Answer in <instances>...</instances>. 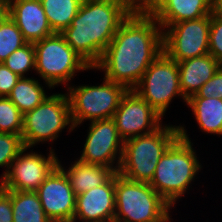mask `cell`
Here are the masks:
<instances>
[{"mask_svg":"<svg viewBox=\"0 0 222 222\" xmlns=\"http://www.w3.org/2000/svg\"><path fill=\"white\" fill-rule=\"evenodd\" d=\"M163 52V30L152 14L131 13L104 50L95 71L106 80L133 89Z\"/></svg>","mask_w":222,"mask_h":222,"instance_id":"obj_1","label":"cell"},{"mask_svg":"<svg viewBox=\"0 0 222 222\" xmlns=\"http://www.w3.org/2000/svg\"><path fill=\"white\" fill-rule=\"evenodd\" d=\"M130 14L120 0L82 2L71 25L61 34L73 50L93 68Z\"/></svg>","mask_w":222,"mask_h":222,"instance_id":"obj_2","label":"cell"},{"mask_svg":"<svg viewBox=\"0 0 222 222\" xmlns=\"http://www.w3.org/2000/svg\"><path fill=\"white\" fill-rule=\"evenodd\" d=\"M178 130L180 136L160 158L149 183L173 209L189 193L190 185L203 167L185 125L179 124Z\"/></svg>","mask_w":222,"mask_h":222,"instance_id":"obj_3","label":"cell"},{"mask_svg":"<svg viewBox=\"0 0 222 222\" xmlns=\"http://www.w3.org/2000/svg\"><path fill=\"white\" fill-rule=\"evenodd\" d=\"M168 124L152 133L125 140L117 173L133 181L150 183L160 158L180 136L178 125Z\"/></svg>","mask_w":222,"mask_h":222,"instance_id":"obj_4","label":"cell"},{"mask_svg":"<svg viewBox=\"0 0 222 222\" xmlns=\"http://www.w3.org/2000/svg\"><path fill=\"white\" fill-rule=\"evenodd\" d=\"M114 222H171L173 209L149 184L115 172Z\"/></svg>","mask_w":222,"mask_h":222,"instance_id":"obj_5","label":"cell"},{"mask_svg":"<svg viewBox=\"0 0 222 222\" xmlns=\"http://www.w3.org/2000/svg\"><path fill=\"white\" fill-rule=\"evenodd\" d=\"M35 74L50 90L71 85L76 73L93 68L66 42L61 33H54L34 42ZM70 81V82H69Z\"/></svg>","mask_w":222,"mask_h":222,"instance_id":"obj_6","label":"cell"},{"mask_svg":"<svg viewBox=\"0 0 222 222\" xmlns=\"http://www.w3.org/2000/svg\"><path fill=\"white\" fill-rule=\"evenodd\" d=\"M65 128L68 133L76 131L71 120L68 95L66 92L49 94L36 108L23 115L21 136L24 147L33 148L47 142L52 145Z\"/></svg>","mask_w":222,"mask_h":222,"instance_id":"obj_7","label":"cell"},{"mask_svg":"<svg viewBox=\"0 0 222 222\" xmlns=\"http://www.w3.org/2000/svg\"><path fill=\"white\" fill-rule=\"evenodd\" d=\"M67 95L70 102L71 120L74 128L83 122L113 118L127 88L106 80L97 85H69Z\"/></svg>","mask_w":222,"mask_h":222,"instance_id":"obj_8","label":"cell"},{"mask_svg":"<svg viewBox=\"0 0 222 222\" xmlns=\"http://www.w3.org/2000/svg\"><path fill=\"white\" fill-rule=\"evenodd\" d=\"M133 90L161 117L166 116L171 102L179 97L186 105L180 89L177 61L164 51L151 63Z\"/></svg>","mask_w":222,"mask_h":222,"instance_id":"obj_9","label":"cell"},{"mask_svg":"<svg viewBox=\"0 0 222 222\" xmlns=\"http://www.w3.org/2000/svg\"><path fill=\"white\" fill-rule=\"evenodd\" d=\"M33 150L24 147L18 153L6 175L0 179L3 190L36 191L58 165L59 158L52 146L46 156Z\"/></svg>","mask_w":222,"mask_h":222,"instance_id":"obj_10","label":"cell"},{"mask_svg":"<svg viewBox=\"0 0 222 222\" xmlns=\"http://www.w3.org/2000/svg\"><path fill=\"white\" fill-rule=\"evenodd\" d=\"M210 15L185 20L163 30V51L177 62L209 54Z\"/></svg>","mask_w":222,"mask_h":222,"instance_id":"obj_11","label":"cell"},{"mask_svg":"<svg viewBox=\"0 0 222 222\" xmlns=\"http://www.w3.org/2000/svg\"><path fill=\"white\" fill-rule=\"evenodd\" d=\"M87 137L80 151L79 161L103 165L118 172L124 141L119 136L113 118L89 122Z\"/></svg>","mask_w":222,"mask_h":222,"instance_id":"obj_12","label":"cell"},{"mask_svg":"<svg viewBox=\"0 0 222 222\" xmlns=\"http://www.w3.org/2000/svg\"><path fill=\"white\" fill-rule=\"evenodd\" d=\"M162 118L133 89L123 95L113 116L123 141L154 132L164 124Z\"/></svg>","mask_w":222,"mask_h":222,"instance_id":"obj_13","label":"cell"},{"mask_svg":"<svg viewBox=\"0 0 222 222\" xmlns=\"http://www.w3.org/2000/svg\"><path fill=\"white\" fill-rule=\"evenodd\" d=\"M42 208L52 222L74 219L76 195L64 171L57 165L36 190Z\"/></svg>","mask_w":222,"mask_h":222,"instance_id":"obj_14","label":"cell"},{"mask_svg":"<svg viewBox=\"0 0 222 222\" xmlns=\"http://www.w3.org/2000/svg\"><path fill=\"white\" fill-rule=\"evenodd\" d=\"M115 173L103 184L76 196L73 221L114 222Z\"/></svg>","mask_w":222,"mask_h":222,"instance_id":"obj_15","label":"cell"},{"mask_svg":"<svg viewBox=\"0 0 222 222\" xmlns=\"http://www.w3.org/2000/svg\"><path fill=\"white\" fill-rule=\"evenodd\" d=\"M9 17L27 42L34 43L54 34L40 0H9Z\"/></svg>","mask_w":222,"mask_h":222,"instance_id":"obj_16","label":"cell"},{"mask_svg":"<svg viewBox=\"0 0 222 222\" xmlns=\"http://www.w3.org/2000/svg\"><path fill=\"white\" fill-rule=\"evenodd\" d=\"M179 69L180 89L188 99L211 79L222 64L210 54L189 58L177 62Z\"/></svg>","mask_w":222,"mask_h":222,"instance_id":"obj_17","label":"cell"},{"mask_svg":"<svg viewBox=\"0 0 222 222\" xmlns=\"http://www.w3.org/2000/svg\"><path fill=\"white\" fill-rule=\"evenodd\" d=\"M211 14L212 0H161L152 13L162 30L181 21L196 20Z\"/></svg>","mask_w":222,"mask_h":222,"instance_id":"obj_18","label":"cell"},{"mask_svg":"<svg viewBox=\"0 0 222 222\" xmlns=\"http://www.w3.org/2000/svg\"><path fill=\"white\" fill-rule=\"evenodd\" d=\"M64 165L59 159L58 166L66 174L76 196L103 185L115 173L106 166L83 163L77 158L71 162L69 167Z\"/></svg>","mask_w":222,"mask_h":222,"instance_id":"obj_19","label":"cell"},{"mask_svg":"<svg viewBox=\"0 0 222 222\" xmlns=\"http://www.w3.org/2000/svg\"><path fill=\"white\" fill-rule=\"evenodd\" d=\"M186 105L191 108L201 132L222 136L221 98H188Z\"/></svg>","mask_w":222,"mask_h":222,"instance_id":"obj_20","label":"cell"},{"mask_svg":"<svg viewBox=\"0 0 222 222\" xmlns=\"http://www.w3.org/2000/svg\"><path fill=\"white\" fill-rule=\"evenodd\" d=\"M4 191L11 197L13 222H52L44 212L36 191Z\"/></svg>","mask_w":222,"mask_h":222,"instance_id":"obj_21","label":"cell"},{"mask_svg":"<svg viewBox=\"0 0 222 222\" xmlns=\"http://www.w3.org/2000/svg\"><path fill=\"white\" fill-rule=\"evenodd\" d=\"M36 79L33 76L21 77L8 95V98L23 115L49 97L47 89L45 90V87L39 82L40 79Z\"/></svg>","mask_w":222,"mask_h":222,"instance_id":"obj_22","label":"cell"},{"mask_svg":"<svg viewBox=\"0 0 222 222\" xmlns=\"http://www.w3.org/2000/svg\"><path fill=\"white\" fill-rule=\"evenodd\" d=\"M54 33L68 28L82 4L80 0H40Z\"/></svg>","mask_w":222,"mask_h":222,"instance_id":"obj_23","label":"cell"},{"mask_svg":"<svg viewBox=\"0 0 222 222\" xmlns=\"http://www.w3.org/2000/svg\"><path fill=\"white\" fill-rule=\"evenodd\" d=\"M27 41L15 22L8 16L0 25V63L6 60L10 54L24 46Z\"/></svg>","mask_w":222,"mask_h":222,"instance_id":"obj_24","label":"cell"},{"mask_svg":"<svg viewBox=\"0 0 222 222\" xmlns=\"http://www.w3.org/2000/svg\"><path fill=\"white\" fill-rule=\"evenodd\" d=\"M3 63L20 77H28L29 71L35 72L34 44L27 42L24 46L13 51Z\"/></svg>","mask_w":222,"mask_h":222,"instance_id":"obj_25","label":"cell"},{"mask_svg":"<svg viewBox=\"0 0 222 222\" xmlns=\"http://www.w3.org/2000/svg\"><path fill=\"white\" fill-rule=\"evenodd\" d=\"M23 114L8 97H0V133L21 135Z\"/></svg>","mask_w":222,"mask_h":222,"instance_id":"obj_26","label":"cell"},{"mask_svg":"<svg viewBox=\"0 0 222 222\" xmlns=\"http://www.w3.org/2000/svg\"><path fill=\"white\" fill-rule=\"evenodd\" d=\"M23 148L21 135L0 133V168H4L0 175L1 179L6 175L11 163Z\"/></svg>","mask_w":222,"mask_h":222,"instance_id":"obj_27","label":"cell"},{"mask_svg":"<svg viewBox=\"0 0 222 222\" xmlns=\"http://www.w3.org/2000/svg\"><path fill=\"white\" fill-rule=\"evenodd\" d=\"M209 54L222 64V17L210 15Z\"/></svg>","mask_w":222,"mask_h":222,"instance_id":"obj_28","label":"cell"},{"mask_svg":"<svg viewBox=\"0 0 222 222\" xmlns=\"http://www.w3.org/2000/svg\"><path fill=\"white\" fill-rule=\"evenodd\" d=\"M221 98L222 99V66L200 90L189 98Z\"/></svg>","mask_w":222,"mask_h":222,"instance_id":"obj_29","label":"cell"},{"mask_svg":"<svg viewBox=\"0 0 222 222\" xmlns=\"http://www.w3.org/2000/svg\"><path fill=\"white\" fill-rule=\"evenodd\" d=\"M21 77L12 72L3 62L0 63V97H8L9 93Z\"/></svg>","mask_w":222,"mask_h":222,"instance_id":"obj_30","label":"cell"},{"mask_svg":"<svg viewBox=\"0 0 222 222\" xmlns=\"http://www.w3.org/2000/svg\"><path fill=\"white\" fill-rule=\"evenodd\" d=\"M130 13L152 14L157 8V0H120Z\"/></svg>","mask_w":222,"mask_h":222,"instance_id":"obj_31","label":"cell"},{"mask_svg":"<svg viewBox=\"0 0 222 222\" xmlns=\"http://www.w3.org/2000/svg\"><path fill=\"white\" fill-rule=\"evenodd\" d=\"M0 222H13L11 197L0 187Z\"/></svg>","mask_w":222,"mask_h":222,"instance_id":"obj_32","label":"cell"},{"mask_svg":"<svg viewBox=\"0 0 222 222\" xmlns=\"http://www.w3.org/2000/svg\"><path fill=\"white\" fill-rule=\"evenodd\" d=\"M9 16V7L8 3L0 2V25L3 23L4 20Z\"/></svg>","mask_w":222,"mask_h":222,"instance_id":"obj_33","label":"cell"},{"mask_svg":"<svg viewBox=\"0 0 222 222\" xmlns=\"http://www.w3.org/2000/svg\"><path fill=\"white\" fill-rule=\"evenodd\" d=\"M212 13L222 17V0H212Z\"/></svg>","mask_w":222,"mask_h":222,"instance_id":"obj_34","label":"cell"},{"mask_svg":"<svg viewBox=\"0 0 222 222\" xmlns=\"http://www.w3.org/2000/svg\"><path fill=\"white\" fill-rule=\"evenodd\" d=\"M9 0H0L2 3H8Z\"/></svg>","mask_w":222,"mask_h":222,"instance_id":"obj_35","label":"cell"},{"mask_svg":"<svg viewBox=\"0 0 222 222\" xmlns=\"http://www.w3.org/2000/svg\"><path fill=\"white\" fill-rule=\"evenodd\" d=\"M161 0H157V7L160 5Z\"/></svg>","mask_w":222,"mask_h":222,"instance_id":"obj_36","label":"cell"},{"mask_svg":"<svg viewBox=\"0 0 222 222\" xmlns=\"http://www.w3.org/2000/svg\"><path fill=\"white\" fill-rule=\"evenodd\" d=\"M81 2H87V1H91V0H80Z\"/></svg>","mask_w":222,"mask_h":222,"instance_id":"obj_37","label":"cell"}]
</instances>
